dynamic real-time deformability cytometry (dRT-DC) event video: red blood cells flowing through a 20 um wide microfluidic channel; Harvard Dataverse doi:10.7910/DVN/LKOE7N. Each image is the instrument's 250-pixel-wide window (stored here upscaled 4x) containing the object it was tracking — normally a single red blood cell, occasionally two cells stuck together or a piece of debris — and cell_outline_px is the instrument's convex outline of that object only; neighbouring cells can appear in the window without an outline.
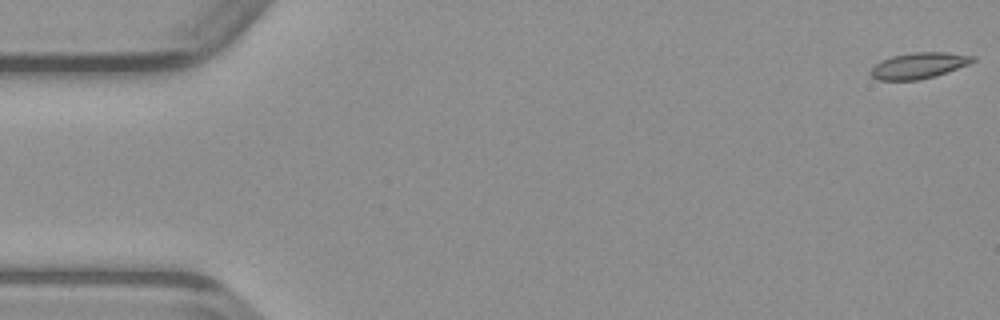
{"species": "common noctule bat (a hibernating species)", "species_latin": "Nyctalus noctula", "temperature_condition": "warm", "stored_images_in_passage": 49, "camera_frame_rate_fps": 3000, "um_per_image_px": 0.085, "animal": {"sex": "male", "body_mass_g": 23.1, "forearm_length_mm": 52.7}, "frame": {"image": 1, "passage_image": 1, "time_ms": 0.0, "image_size_px": [1000, 320], "cell_outline_px": [[976, 60], [968, 64], [936, 76], [920, 80], [876, 80], [868, 72], [880, 60], [892, 56], [912, 52], [944, 52], [976, 56]], "centroid_in_image_um": [78.07, 5.57], "position_along_channel_um": 6.9, "area_um2": 15.55}}
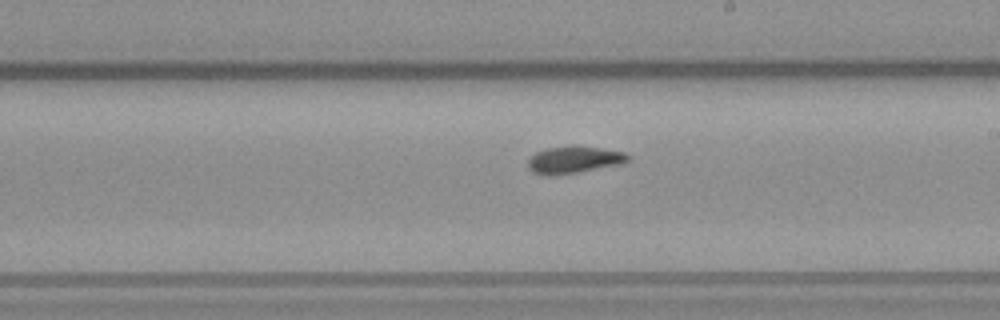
{"frame": {"image": 2, "passage_image": 28, "time_ms": 9.0, "image_size_px": [1000, 320], "cell_outline_px": [[632, 156], [628, 160], [620, 164], [576, 172], [548, 176], [544, 176], [532, 172], [528, 168], [528, 160], [536, 152], [548, 148], [572, 144], [600, 148], [624, 152]], "centroid_in_image_um": [48.76, 13.56], "position_along_channel_um": 240.2, "area_um2": 15.84}}
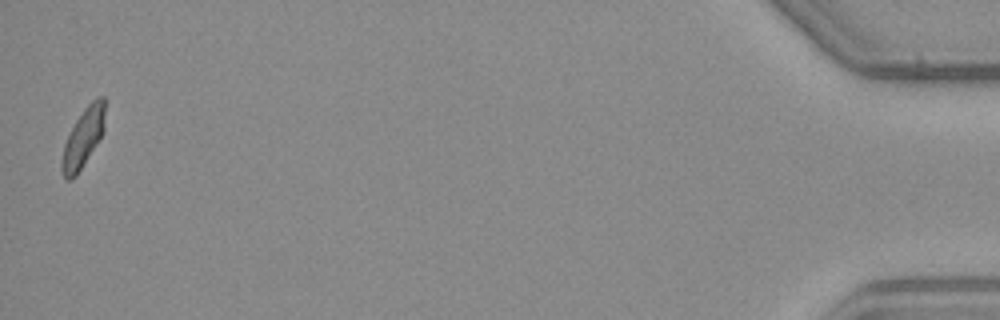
{"frame": {"image": 3, "passage_image": 49, "time_ms": 16.0, "image_size_px": [1000, 320], "cell_outline_px": [[104, 132], [76, 176], [72, 180], [68, 180], [64, 176], [60, 168], [60, 164], [64, 144], [76, 120], [84, 108], [96, 96], [104, 96]], "centroid_in_image_um": [7.06, 11.72], "position_along_channel_um": 428.1, "area_um2": 14.74}}